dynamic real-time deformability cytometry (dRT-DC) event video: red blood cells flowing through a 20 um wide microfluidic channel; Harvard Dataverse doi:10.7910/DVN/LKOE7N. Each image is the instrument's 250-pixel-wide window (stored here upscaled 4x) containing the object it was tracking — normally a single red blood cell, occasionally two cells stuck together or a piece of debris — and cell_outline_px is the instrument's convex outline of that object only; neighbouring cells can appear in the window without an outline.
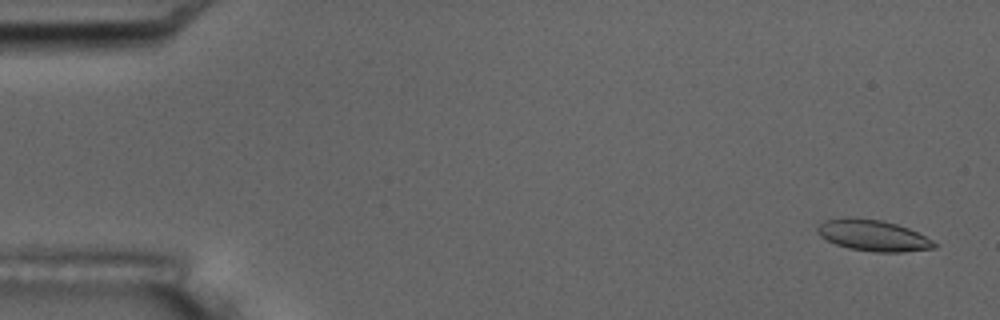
{"species": "common noctule bat (a hibernating species)", "species_latin": "Nyctalus noctula", "temperature_condition": "room temperature", "stored_images_in_passage": 5, "camera_frame_rate_fps": 3000, "um_per_image_px": 0.085, "animal": {"sex": "male", "body_mass_g": 17.5, "forearm_length_mm": 52.3}, "frame": {"image": 1, "passage_image": 1, "time_ms": 0.0, "image_size_px": [1000, 320], "cell_outline_px": [[940, 244], [936, 248], [904, 252], [876, 252], [848, 248], [836, 244], [820, 236], [816, 232], [816, 228], [820, 224], [828, 220], [844, 216], [848, 216], [880, 220], [896, 224], [908, 228]], "centroid_in_image_um": [74.22, 20.01], "position_along_channel_um": 10.8, "area_um2": 21.27}}
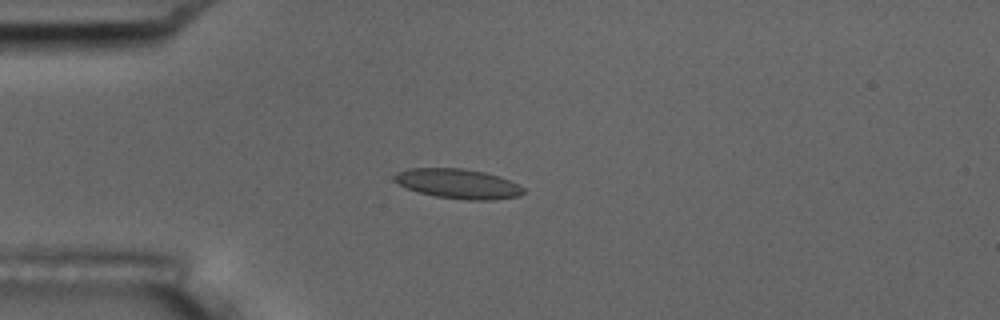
{"frame": {"image": 2, "passage_image": 4, "time_ms": 4.333, "image_size_px": [1000, 320], "cell_outline_px": [[524, 192], [520, 196], [492, 200], [468, 200], [436, 196], [420, 192], [396, 184], [392, 180], [392, 176], [396, 172], [408, 168], [460, 168], [484, 172], [500, 176], [524, 188]], "centroid_in_image_um": [38.89, 15.61], "position_along_channel_um": 46.1, "area_um2": 22.37}}